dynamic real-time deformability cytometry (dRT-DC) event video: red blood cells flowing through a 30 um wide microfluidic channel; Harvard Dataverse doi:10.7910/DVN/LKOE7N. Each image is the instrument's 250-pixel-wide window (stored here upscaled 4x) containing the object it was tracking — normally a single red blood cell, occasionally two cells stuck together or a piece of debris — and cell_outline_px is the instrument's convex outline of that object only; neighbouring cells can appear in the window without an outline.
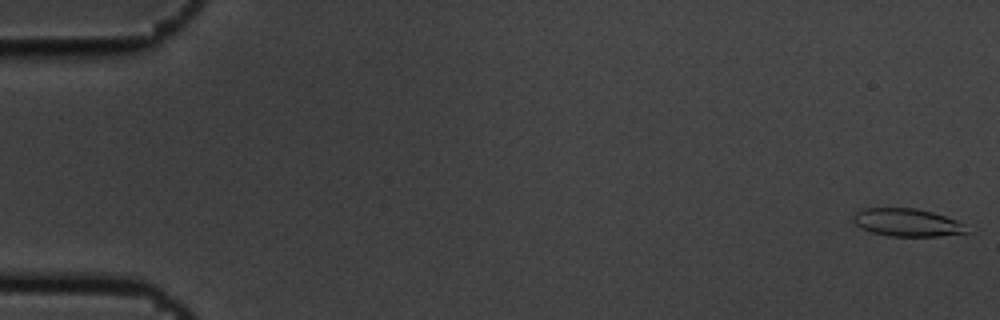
{"species": "common noctule bat (a hibernating species)", "species_latin": "Nyctalus noctula", "temperature_condition": "cold", "stored_images_in_passage": 6, "camera_frame_rate_fps": 3000, "um_per_image_px": 0.085, "animal": {"sex": "male", "body_mass_g": 19.5, "forearm_length_mm": 54.6}, "frame": {"image": 1, "passage_image": 1, "time_ms": 0.0, "image_size_px": [1000, 320], "cell_outline_px": [[968, 232], [940, 236], [888, 236], [872, 232], [860, 228], [852, 220], [852, 216], [856, 212], [864, 208], [916, 208], [932, 212], [956, 220], [964, 224]], "centroid_in_image_um": [77.06, 18.91], "position_along_channel_um": 7.9, "area_um2": 18.32}}